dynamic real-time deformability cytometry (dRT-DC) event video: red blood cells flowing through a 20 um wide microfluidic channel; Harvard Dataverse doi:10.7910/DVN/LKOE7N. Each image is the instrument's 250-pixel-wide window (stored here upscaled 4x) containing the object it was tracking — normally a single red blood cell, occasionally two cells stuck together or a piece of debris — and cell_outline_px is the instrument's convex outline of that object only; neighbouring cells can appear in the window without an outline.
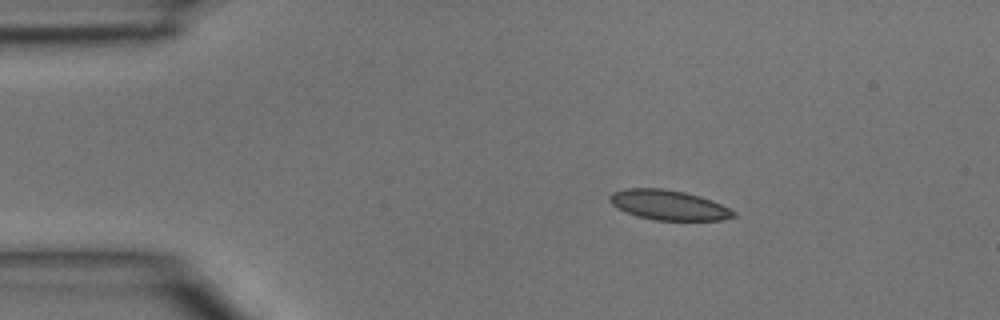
{"species": "common noctule bat (a hibernating species)", "species_latin": "Nyctalus noctula", "temperature_condition": "room temperature", "stored_images_in_passage": 3, "camera_frame_rate_fps": 3000, "um_per_image_px": 0.085, "animal": {"sex": "male", "body_mass_g": 15.6}, "frame": {"image": 1, "passage_image": 2, "time_ms": 0.333, "image_size_px": [1000, 320], "cell_outline_px": [[736, 216], [720, 220], [656, 220], [640, 216], [628, 212], [612, 204], [608, 200], [608, 196], [612, 192], [624, 188], [660, 188], [684, 192], [700, 196], [712, 200], [736, 212]], "centroid_in_image_um": [56.83, 17.41], "position_along_channel_um": 28.2, "area_um2": 21.33}}